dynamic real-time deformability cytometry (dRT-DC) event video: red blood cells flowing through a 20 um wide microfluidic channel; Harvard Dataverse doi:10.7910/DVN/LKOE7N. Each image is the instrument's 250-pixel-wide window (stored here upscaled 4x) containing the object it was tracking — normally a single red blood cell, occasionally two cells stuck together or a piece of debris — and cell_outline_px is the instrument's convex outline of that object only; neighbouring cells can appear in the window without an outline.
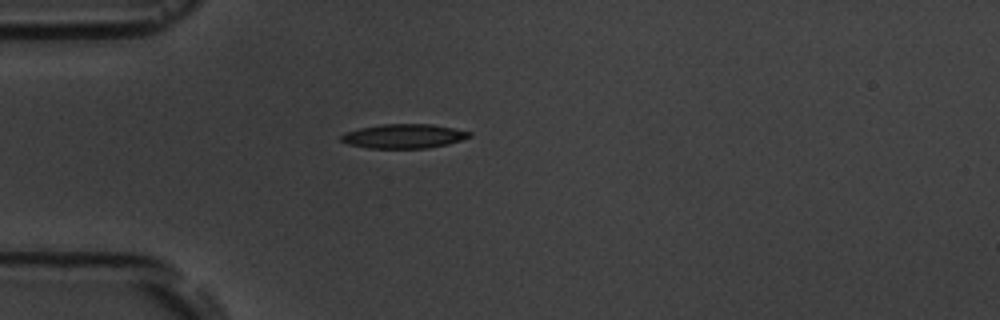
{"species": "common noctule bat (a hibernating species)", "species_latin": "Nyctalus noctula", "temperature_condition": "room temperature", "stored_images_in_passage": 2, "camera_frame_rate_fps": 3000, "um_per_image_px": 0.085, "animal": {"sex": "male", "body_mass_g": 19.5, "forearm_length_mm": 54.6}, "frame": {"image": 1, "passage_image": 1, "time_ms": 0.0, "image_size_px": [1000, 320], "cell_outline_px": [[472, 136], [448, 144], [428, 148], [368, 148], [348, 144], [340, 140], [340, 136], [344, 132], [360, 128], [384, 124], [432, 124], [472, 132]], "centroid_in_image_um": [34.31, 11.57], "position_along_channel_um": 50.7, "area_um2": 18.09}}